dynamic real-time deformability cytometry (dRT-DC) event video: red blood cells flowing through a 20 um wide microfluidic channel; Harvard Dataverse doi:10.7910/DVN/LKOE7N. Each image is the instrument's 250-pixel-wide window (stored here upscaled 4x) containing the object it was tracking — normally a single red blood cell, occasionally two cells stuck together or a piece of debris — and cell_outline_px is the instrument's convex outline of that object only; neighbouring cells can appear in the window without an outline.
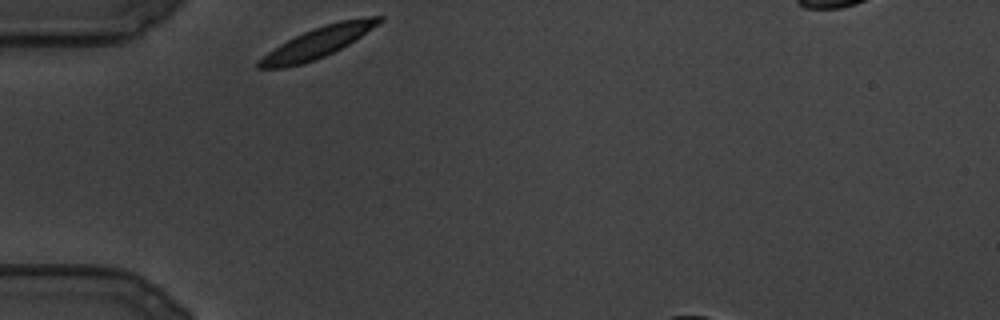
{"species": "common noctule bat (a hibernating species)", "species_latin": "Nyctalus noctula", "temperature_condition": "cold", "stored_images_in_passage": 68, "camera_frame_rate_fps": 3000, "um_per_image_px": 0.085, "animal": {"sex": "male", "body_mass_g": 19.5, "forearm_length_mm": 54.6}, "frame": {"image": 1, "passage_image": 1, "time_ms": 0.0, "image_size_px": [1000, 320], "cell_outline_px": [[384, 20], [348, 44], [316, 60], [284, 68], [256, 68], [256, 64], [268, 52], [280, 44], [312, 28], [324, 24], [340, 20], [372, 16], [384, 16]], "centroid_in_image_um": [27.0, 3.6], "position_along_channel_um": 58.0, "area_um2": 21.04}}
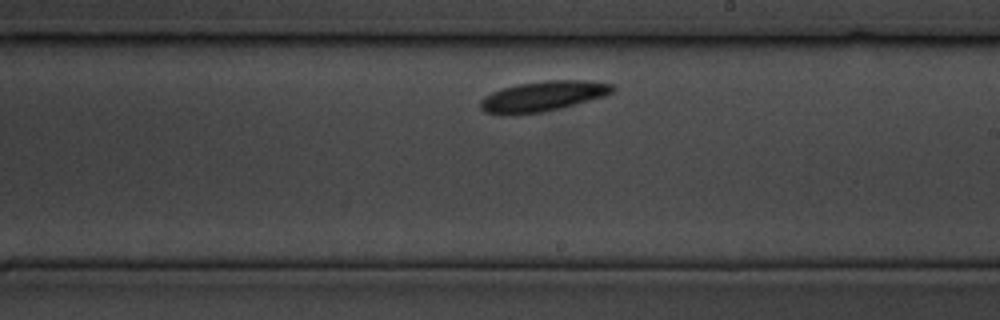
{"frame": {"image": 2, "passage_image": 39, "time_ms": 12.667, "image_size_px": [1000, 320], "cell_outline_px": [[616, 88], [612, 92], [604, 96], [560, 108], [544, 112], [500, 116], [484, 112], [480, 108], [480, 100], [484, 96], [492, 92], [504, 88], [520, 84], [548, 80], [584, 80], [612, 84]], "centroid_in_image_um": [46.1, 8.2], "position_along_channel_um": 242.9, "area_um2": 23.29}}
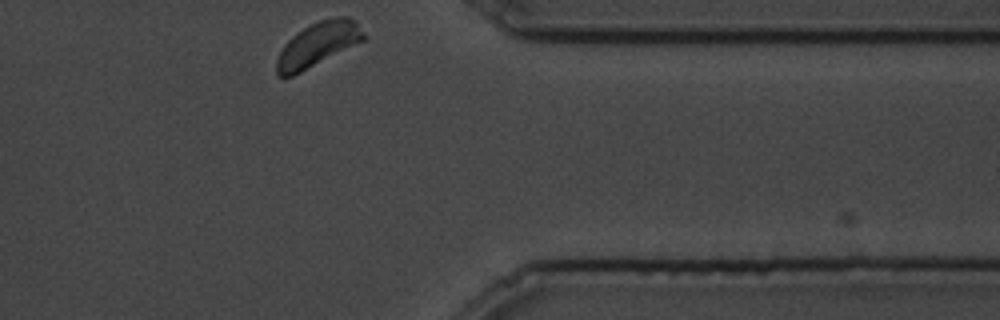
{"frame": {"image": 3, "passage_image": 68, "time_ms": 22.333, "image_size_px": [1000, 320], "cell_outline_px": [[368, 40], [292, 76], [276, 76], [276, 60], [284, 44], [292, 36], [304, 28], [320, 20], [332, 16], [348, 16], [368, 36]], "centroid_in_image_um": [27.06, 3.77], "position_along_channel_um": 384.3, "area_um2": 22.6}}